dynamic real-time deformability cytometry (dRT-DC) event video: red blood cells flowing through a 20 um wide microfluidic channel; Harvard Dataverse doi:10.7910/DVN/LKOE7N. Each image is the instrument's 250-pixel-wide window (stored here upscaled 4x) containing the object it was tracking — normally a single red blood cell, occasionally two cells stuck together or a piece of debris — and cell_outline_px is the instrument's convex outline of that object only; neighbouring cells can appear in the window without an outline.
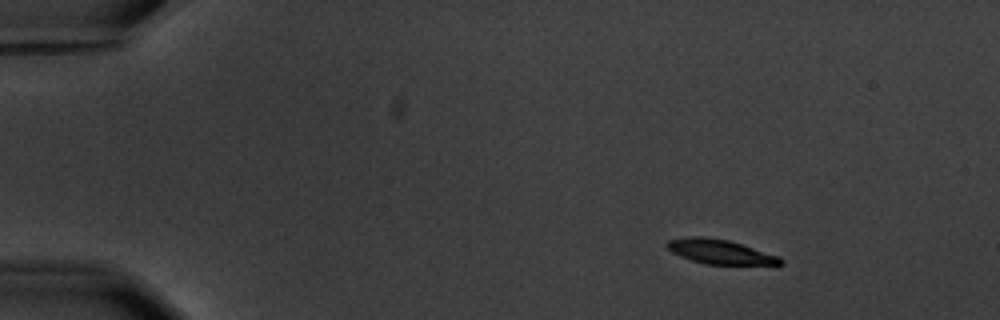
{"species": "common noctule bat (a hibernating species)", "species_latin": "Nyctalus noctula", "temperature_condition": "warm", "stored_images_in_passage": 3, "camera_frame_rate_fps": 3000, "um_per_image_px": 0.085, "animal": {"sex": "male", "body_mass_g": 20.1, "forearm_length_mm": 53.5}, "frame": {"image": 1, "passage_image": 1, "time_ms": 0.0, "image_size_px": [1000, 320], "cell_outline_px": [[784, 264], [776, 268], [704, 264], [680, 256], [672, 252], [664, 244], [668, 240], [692, 236], [704, 236], [728, 240], [780, 256], [784, 260]], "centroid_in_image_um": [61.39, 21.47], "position_along_channel_um": 23.6, "area_um2": 17.22}}